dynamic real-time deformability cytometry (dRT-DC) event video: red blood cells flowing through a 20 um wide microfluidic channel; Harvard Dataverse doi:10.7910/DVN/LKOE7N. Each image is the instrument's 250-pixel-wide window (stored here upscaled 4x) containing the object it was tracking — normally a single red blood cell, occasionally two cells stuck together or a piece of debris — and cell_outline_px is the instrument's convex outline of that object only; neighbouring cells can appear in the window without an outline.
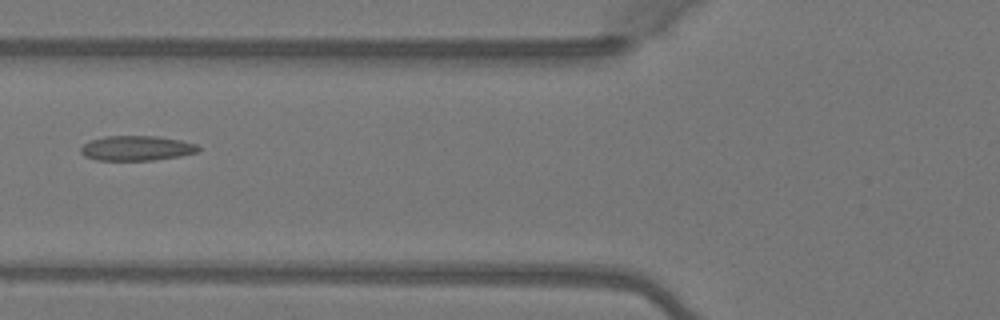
{"species": "Egyptian fruit bat (a non-hibernating species)", "species_latin": "Rousettus aegyptiacus", "temperature_condition": "warm", "stored_images_in_passage": 3, "camera_frame_rate_fps": 3000, "um_per_image_px": 0.085, "animal": {"sex": "female"}, "frame": {"image": 1, "passage_image": 3, "time_ms": 0.667, "image_size_px": [1000, 320], "cell_outline_px": [[200, 148], [196, 152], [180, 156], [152, 160], [96, 160], [84, 156], [80, 152], [80, 148], [88, 140], [104, 136], [156, 136], [180, 140], [196, 144]], "centroid_in_image_um": [11.56, 12.59], "position_along_channel_um": 114.2, "area_um2": 17.05}}